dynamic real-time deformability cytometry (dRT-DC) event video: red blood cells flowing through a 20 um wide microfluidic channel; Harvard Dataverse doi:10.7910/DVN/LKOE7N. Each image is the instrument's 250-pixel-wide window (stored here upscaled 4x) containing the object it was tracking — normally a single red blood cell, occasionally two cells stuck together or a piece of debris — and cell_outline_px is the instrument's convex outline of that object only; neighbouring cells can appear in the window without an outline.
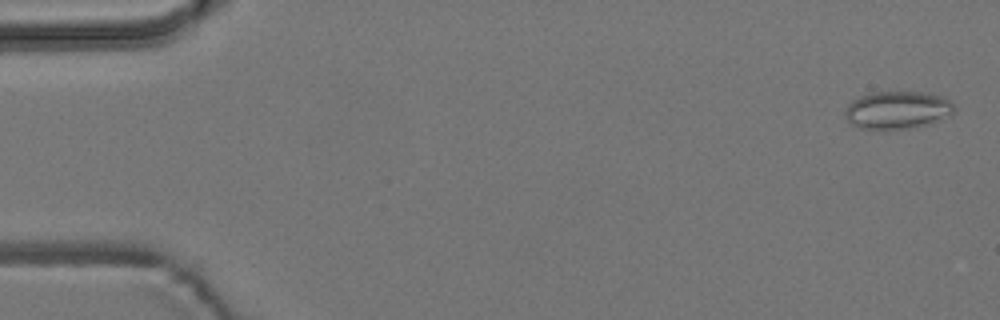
{"species": "common noctule bat (a hibernating species)", "species_latin": "Nyctalus noctula", "temperature_condition": "room temperature", "stored_images_in_passage": 55, "camera_frame_rate_fps": 3000, "um_per_image_px": 0.085, "animal": {"sex": "male", "body_mass_g": 19.2, "forearm_length_mm": 51.8}, "frame": {"image": 1, "passage_image": 2, "time_ms": 0.333, "image_size_px": [1000, 320], "cell_outline_px": [[956, 108], [952, 116], [928, 124], [912, 128], [884, 132], [860, 128], [852, 124], [844, 116], [844, 112], [848, 104], [852, 100], [860, 96], [872, 92], [928, 92], [944, 96]], "centroid_in_image_um": [76.29, 9.38], "position_along_channel_um": 8.7, "area_um2": 24.85}}
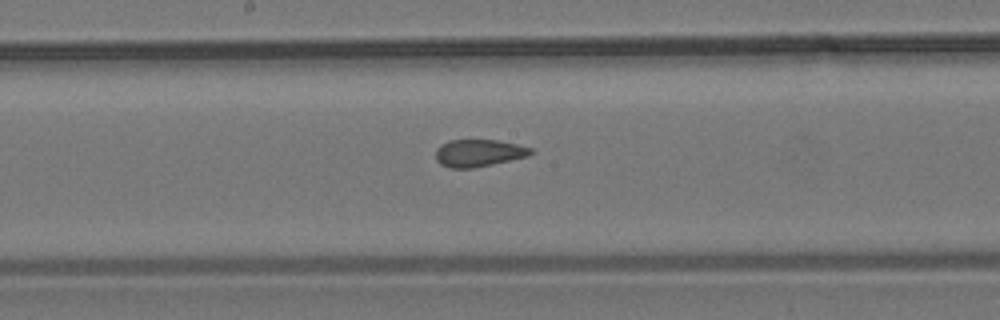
{"frame": {"image": 2, "passage_image": 29, "time_ms": 9.333, "image_size_px": [1000, 320], "cell_outline_px": [[532, 152], [528, 156], [492, 164], [472, 168], [448, 168], [440, 164], [436, 160], [436, 148], [440, 144], [448, 140], [500, 140], [532, 148]], "centroid_in_image_um": [40.64, 13.0], "position_along_channel_um": 207.6, "area_um2": 15.14}}
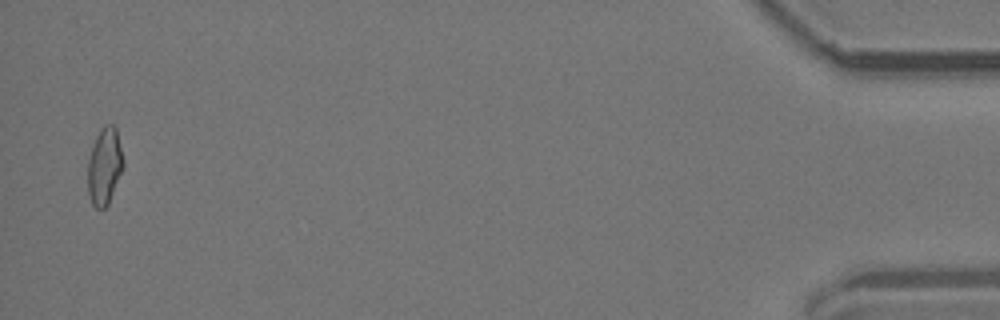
{"frame": {"image": 3, "passage_image": 54, "time_ms": 17.667, "image_size_px": [1000, 320], "cell_outline_px": [[124, 164], [108, 204], [104, 208], [96, 208], [92, 204], [88, 196], [88, 160], [96, 136], [100, 128], [104, 124], [112, 124], [116, 128], [124, 160]], "centroid_in_image_um": [8.88, 14.11], "position_along_channel_um": 426.3, "area_um2": 15.84}, "authors_computed_cell_mechanics": {"area_um2": 15.9528, "velocity_mm_per_s": 3.7497, "shape_relaxation_time_tau1_ms": null, "shape_relaxation_time_tau2_ms": 1.3429, "deformation_change_tau1": null, "deformation_change_tau2": 0.0768}}